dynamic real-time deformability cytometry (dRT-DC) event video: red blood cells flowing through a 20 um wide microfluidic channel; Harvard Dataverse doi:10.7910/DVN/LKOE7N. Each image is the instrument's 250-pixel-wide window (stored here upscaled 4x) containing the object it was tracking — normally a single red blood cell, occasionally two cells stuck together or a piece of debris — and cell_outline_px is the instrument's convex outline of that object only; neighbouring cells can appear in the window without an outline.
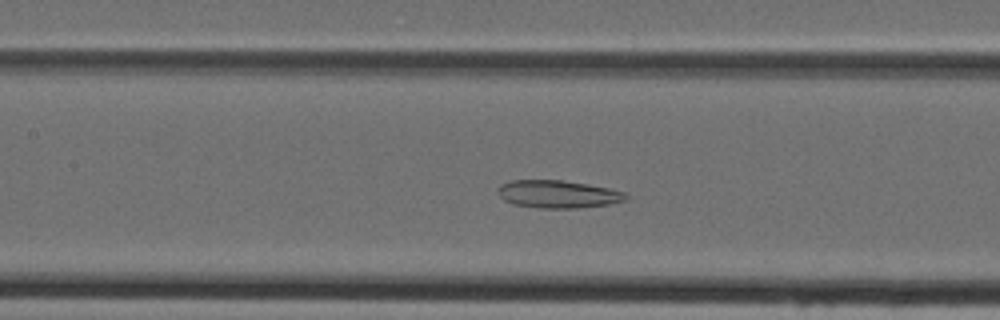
{"species": "Egyptian fruit bat (a non-hibernating species)", "species_latin": "Rousettus aegyptiacus", "temperature_condition": "cold", "stored_images_in_passage": 43, "camera_frame_rate_fps": 3000, "um_per_image_px": 0.085, "animal": {"sex": "female"}, "frame": {"image": 1, "passage_image": 17, "time_ms": 5.333, "image_size_px": [1000, 320], "cell_outline_px": [[628, 200], [608, 204], [580, 208], [540, 208], [512, 204], [504, 200], [500, 196], [500, 188], [504, 184], [512, 180], [560, 180], [588, 184], [608, 188], [624, 192], [628, 196]], "centroid_in_image_um": [47.48, 16.51], "position_along_channel_um": 159.9, "area_um2": 20.46}}
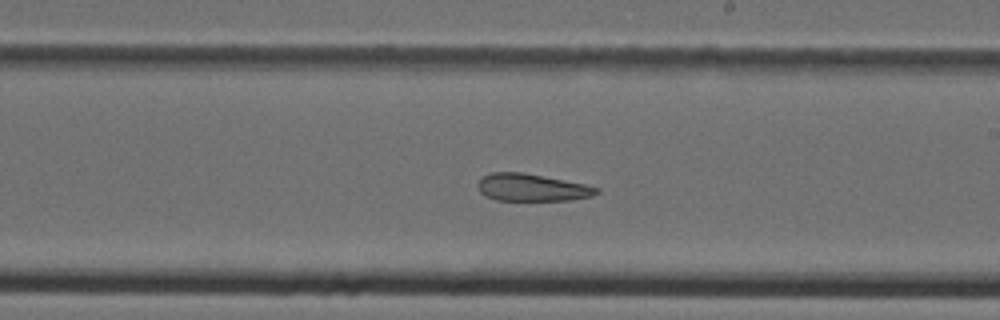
{"frame": {"image": 2, "passage_image": 23, "time_ms": 7.333, "image_size_px": [1000, 320], "cell_outline_px": [[600, 192], [592, 196], [568, 200], [496, 200], [480, 192], [476, 184], [484, 176], [492, 172], [524, 172], [584, 184], [600, 188]], "centroid_in_image_um": [45.22, 15.93], "position_along_channel_um": 243.8, "area_um2": 18.79}}
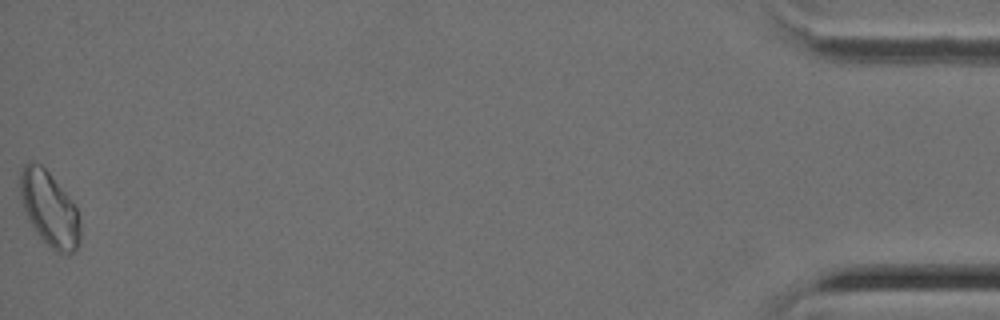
{"frame": {"image": 3, "passage_image": 43, "time_ms": 14.0, "image_size_px": [1000, 320], "cell_outline_px": [[80, 244], [68, 256], [64, 256], [56, 252], [40, 236], [32, 224], [20, 200], [20, 172], [24, 164], [28, 160], [40, 164], [48, 172], [68, 196], [76, 208], [80, 220]], "centroid_in_image_um": [4.21, 17.76], "position_along_channel_um": 431.0, "area_um2": 25.89}}